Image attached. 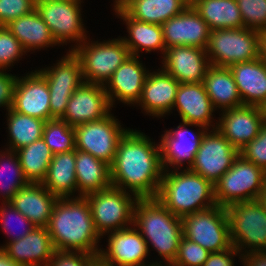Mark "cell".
<instances>
[{
    "mask_svg": "<svg viewBox=\"0 0 266 266\" xmlns=\"http://www.w3.org/2000/svg\"><path fill=\"white\" fill-rule=\"evenodd\" d=\"M163 173L159 142L140 129L129 128L110 165L112 186L138 199L156 198Z\"/></svg>",
    "mask_w": 266,
    "mask_h": 266,
    "instance_id": "1",
    "label": "cell"
},
{
    "mask_svg": "<svg viewBox=\"0 0 266 266\" xmlns=\"http://www.w3.org/2000/svg\"><path fill=\"white\" fill-rule=\"evenodd\" d=\"M55 251L99 255L102 238L86 197L58 198L47 226Z\"/></svg>",
    "mask_w": 266,
    "mask_h": 266,
    "instance_id": "2",
    "label": "cell"
},
{
    "mask_svg": "<svg viewBox=\"0 0 266 266\" xmlns=\"http://www.w3.org/2000/svg\"><path fill=\"white\" fill-rule=\"evenodd\" d=\"M133 225L146 241L149 253H158L159 257L152 259L153 265L170 266L176 259L183 236L181 218L175 216L157 198L138 199Z\"/></svg>",
    "mask_w": 266,
    "mask_h": 266,
    "instance_id": "3",
    "label": "cell"
},
{
    "mask_svg": "<svg viewBox=\"0 0 266 266\" xmlns=\"http://www.w3.org/2000/svg\"><path fill=\"white\" fill-rule=\"evenodd\" d=\"M156 198L179 218L217 205L214 185L190 169L164 170Z\"/></svg>",
    "mask_w": 266,
    "mask_h": 266,
    "instance_id": "4",
    "label": "cell"
},
{
    "mask_svg": "<svg viewBox=\"0 0 266 266\" xmlns=\"http://www.w3.org/2000/svg\"><path fill=\"white\" fill-rule=\"evenodd\" d=\"M92 40L90 36L72 52L78 58L84 82L105 86L116 69L131 55L123 40Z\"/></svg>",
    "mask_w": 266,
    "mask_h": 266,
    "instance_id": "5",
    "label": "cell"
},
{
    "mask_svg": "<svg viewBox=\"0 0 266 266\" xmlns=\"http://www.w3.org/2000/svg\"><path fill=\"white\" fill-rule=\"evenodd\" d=\"M230 238L241 255L266 251V210L259 200L233 203L226 207Z\"/></svg>",
    "mask_w": 266,
    "mask_h": 266,
    "instance_id": "6",
    "label": "cell"
},
{
    "mask_svg": "<svg viewBox=\"0 0 266 266\" xmlns=\"http://www.w3.org/2000/svg\"><path fill=\"white\" fill-rule=\"evenodd\" d=\"M84 2L85 0L35 2L36 10L50 28L58 47L69 45L66 51H73L90 36L82 18Z\"/></svg>",
    "mask_w": 266,
    "mask_h": 266,
    "instance_id": "7",
    "label": "cell"
},
{
    "mask_svg": "<svg viewBox=\"0 0 266 266\" xmlns=\"http://www.w3.org/2000/svg\"><path fill=\"white\" fill-rule=\"evenodd\" d=\"M266 172L239 155L214 184L217 205L227 207L233 203L259 200Z\"/></svg>",
    "mask_w": 266,
    "mask_h": 266,
    "instance_id": "8",
    "label": "cell"
},
{
    "mask_svg": "<svg viewBox=\"0 0 266 266\" xmlns=\"http://www.w3.org/2000/svg\"><path fill=\"white\" fill-rule=\"evenodd\" d=\"M85 197L91 208L95 230L101 238L133 225L134 208L138 201L135 195L111 186Z\"/></svg>",
    "mask_w": 266,
    "mask_h": 266,
    "instance_id": "9",
    "label": "cell"
},
{
    "mask_svg": "<svg viewBox=\"0 0 266 266\" xmlns=\"http://www.w3.org/2000/svg\"><path fill=\"white\" fill-rule=\"evenodd\" d=\"M259 35L245 27L211 31L206 48L210 65L230 67L259 58Z\"/></svg>",
    "mask_w": 266,
    "mask_h": 266,
    "instance_id": "10",
    "label": "cell"
},
{
    "mask_svg": "<svg viewBox=\"0 0 266 266\" xmlns=\"http://www.w3.org/2000/svg\"><path fill=\"white\" fill-rule=\"evenodd\" d=\"M181 220L183 237L201 245L210 253L232 246L226 207L215 205L186 215Z\"/></svg>",
    "mask_w": 266,
    "mask_h": 266,
    "instance_id": "11",
    "label": "cell"
},
{
    "mask_svg": "<svg viewBox=\"0 0 266 266\" xmlns=\"http://www.w3.org/2000/svg\"><path fill=\"white\" fill-rule=\"evenodd\" d=\"M111 112L103 119L74 127L76 150L88 152L108 165L114 161L120 139L129 129Z\"/></svg>",
    "mask_w": 266,
    "mask_h": 266,
    "instance_id": "12",
    "label": "cell"
},
{
    "mask_svg": "<svg viewBox=\"0 0 266 266\" xmlns=\"http://www.w3.org/2000/svg\"><path fill=\"white\" fill-rule=\"evenodd\" d=\"M65 53L54 64L37 68L49 87L51 115L59 119L64 115L71 95L84 83L78 58L72 51Z\"/></svg>",
    "mask_w": 266,
    "mask_h": 266,
    "instance_id": "13",
    "label": "cell"
},
{
    "mask_svg": "<svg viewBox=\"0 0 266 266\" xmlns=\"http://www.w3.org/2000/svg\"><path fill=\"white\" fill-rule=\"evenodd\" d=\"M190 126L196 130H192ZM206 130L201 125L181 121L176 128L171 127L169 130L166 128L162 131L158 141L160 140L163 169H189L194 162L195 154Z\"/></svg>",
    "mask_w": 266,
    "mask_h": 266,
    "instance_id": "14",
    "label": "cell"
},
{
    "mask_svg": "<svg viewBox=\"0 0 266 266\" xmlns=\"http://www.w3.org/2000/svg\"><path fill=\"white\" fill-rule=\"evenodd\" d=\"M238 156L239 150L216 128L207 129L189 169L214 185Z\"/></svg>",
    "mask_w": 266,
    "mask_h": 266,
    "instance_id": "15",
    "label": "cell"
},
{
    "mask_svg": "<svg viewBox=\"0 0 266 266\" xmlns=\"http://www.w3.org/2000/svg\"><path fill=\"white\" fill-rule=\"evenodd\" d=\"M103 238L107 244L100 247L99 255L111 266H154L147 243L134 225L107 233Z\"/></svg>",
    "mask_w": 266,
    "mask_h": 266,
    "instance_id": "16",
    "label": "cell"
},
{
    "mask_svg": "<svg viewBox=\"0 0 266 266\" xmlns=\"http://www.w3.org/2000/svg\"><path fill=\"white\" fill-rule=\"evenodd\" d=\"M11 108L18 113L44 121L55 119L51 115L47 81L36 68L18 75Z\"/></svg>",
    "mask_w": 266,
    "mask_h": 266,
    "instance_id": "17",
    "label": "cell"
},
{
    "mask_svg": "<svg viewBox=\"0 0 266 266\" xmlns=\"http://www.w3.org/2000/svg\"><path fill=\"white\" fill-rule=\"evenodd\" d=\"M150 68L146 67L140 56L130 55L113 73L104 86L112 108L116 103L134 106L142 95V89Z\"/></svg>",
    "mask_w": 266,
    "mask_h": 266,
    "instance_id": "18",
    "label": "cell"
},
{
    "mask_svg": "<svg viewBox=\"0 0 266 266\" xmlns=\"http://www.w3.org/2000/svg\"><path fill=\"white\" fill-rule=\"evenodd\" d=\"M217 113L216 129L238 150L255 139L265 123L263 109L258 106L242 105Z\"/></svg>",
    "mask_w": 266,
    "mask_h": 266,
    "instance_id": "19",
    "label": "cell"
},
{
    "mask_svg": "<svg viewBox=\"0 0 266 266\" xmlns=\"http://www.w3.org/2000/svg\"><path fill=\"white\" fill-rule=\"evenodd\" d=\"M113 111L103 85L84 82L71 95L66 111L60 118L76 127L103 119Z\"/></svg>",
    "mask_w": 266,
    "mask_h": 266,
    "instance_id": "20",
    "label": "cell"
},
{
    "mask_svg": "<svg viewBox=\"0 0 266 266\" xmlns=\"http://www.w3.org/2000/svg\"><path fill=\"white\" fill-rule=\"evenodd\" d=\"M180 83L160 67L148 72L142 95L135 105L146 116L162 119L172 113ZM140 107V108H139Z\"/></svg>",
    "mask_w": 266,
    "mask_h": 266,
    "instance_id": "21",
    "label": "cell"
},
{
    "mask_svg": "<svg viewBox=\"0 0 266 266\" xmlns=\"http://www.w3.org/2000/svg\"><path fill=\"white\" fill-rule=\"evenodd\" d=\"M161 26L166 49L173 46L207 48L211 29L191 4Z\"/></svg>",
    "mask_w": 266,
    "mask_h": 266,
    "instance_id": "22",
    "label": "cell"
},
{
    "mask_svg": "<svg viewBox=\"0 0 266 266\" xmlns=\"http://www.w3.org/2000/svg\"><path fill=\"white\" fill-rule=\"evenodd\" d=\"M160 63V68L179 83H202L210 66L206 49L194 46L169 47Z\"/></svg>",
    "mask_w": 266,
    "mask_h": 266,
    "instance_id": "23",
    "label": "cell"
},
{
    "mask_svg": "<svg viewBox=\"0 0 266 266\" xmlns=\"http://www.w3.org/2000/svg\"><path fill=\"white\" fill-rule=\"evenodd\" d=\"M182 122L198 124L206 129L217 127V110L214 108L202 83H180L172 109ZM215 118V119H214Z\"/></svg>",
    "mask_w": 266,
    "mask_h": 266,
    "instance_id": "24",
    "label": "cell"
},
{
    "mask_svg": "<svg viewBox=\"0 0 266 266\" xmlns=\"http://www.w3.org/2000/svg\"><path fill=\"white\" fill-rule=\"evenodd\" d=\"M2 249L23 266H48L55 252L47 227H35L23 238L7 243Z\"/></svg>",
    "mask_w": 266,
    "mask_h": 266,
    "instance_id": "25",
    "label": "cell"
},
{
    "mask_svg": "<svg viewBox=\"0 0 266 266\" xmlns=\"http://www.w3.org/2000/svg\"><path fill=\"white\" fill-rule=\"evenodd\" d=\"M115 15L126 26L128 34L119 37L129 49L133 56L140 54L156 52L163 56L166 46L163 39V30L160 24H151L131 18L125 11L118 12Z\"/></svg>",
    "mask_w": 266,
    "mask_h": 266,
    "instance_id": "26",
    "label": "cell"
},
{
    "mask_svg": "<svg viewBox=\"0 0 266 266\" xmlns=\"http://www.w3.org/2000/svg\"><path fill=\"white\" fill-rule=\"evenodd\" d=\"M243 105L266 104V63L260 58L235 63L229 67Z\"/></svg>",
    "mask_w": 266,
    "mask_h": 266,
    "instance_id": "27",
    "label": "cell"
},
{
    "mask_svg": "<svg viewBox=\"0 0 266 266\" xmlns=\"http://www.w3.org/2000/svg\"><path fill=\"white\" fill-rule=\"evenodd\" d=\"M57 200L41 183H29L19 189L10 203L36 227H47Z\"/></svg>",
    "mask_w": 266,
    "mask_h": 266,
    "instance_id": "28",
    "label": "cell"
},
{
    "mask_svg": "<svg viewBox=\"0 0 266 266\" xmlns=\"http://www.w3.org/2000/svg\"><path fill=\"white\" fill-rule=\"evenodd\" d=\"M5 26L18 39L27 54L58 47L50 28L36 9Z\"/></svg>",
    "mask_w": 266,
    "mask_h": 266,
    "instance_id": "29",
    "label": "cell"
},
{
    "mask_svg": "<svg viewBox=\"0 0 266 266\" xmlns=\"http://www.w3.org/2000/svg\"><path fill=\"white\" fill-rule=\"evenodd\" d=\"M77 197L106 190L112 186L110 165L88 152L75 150Z\"/></svg>",
    "mask_w": 266,
    "mask_h": 266,
    "instance_id": "30",
    "label": "cell"
},
{
    "mask_svg": "<svg viewBox=\"0 0 266 266\" xmlns=\"http://www.w3.org/2000/svg\"><path fill=\"white\" fill-rule=\"evenodd\" d=\"M203 84L210 101L218 112L243 105L229 67L210 65Z\"/></svg>",
    "mask_w": 266,
    "mask_h": 266,
    "instance_id": "31",
    "label": "cell"
},
{
    "mask_svg": "<svg viewBox=\"0 0 266 266\" xmlns=\"http://www.w3.org/2000/svg\"><path fill=\"white\" fill-rule=\"evenodd\" d=\"M41 184L58 198L77 197L75 150L53 155Z\"/></svg>",
    "mask_w": 266,
    "mask_h": 266,
    "instance_id": "32",
    "label": "cell"
},
{
    "mask_svg": "<svg viewBox=\"0 0 266 266\" xmlns=\"http://www.w3.org/2000/svg\"><path fill=\"white\" fill-rule=\"evenodd\" d=\"M191 5L211 31L244 27L236 0H192Z\"/></svg>",
    "mask_w": 266,
    "mask_h": 266,
    "instance_id": "33",
    "label": "cell"
},
{
    "mask_svg": "<svg viewBox=\"0 0 266 266\" xmlns=\"http://www.w3.org/2000/svg\"><path fill=\"white\" fill-rule=\"evenodd\" d=\"M5 112L8 133L7 143L3 147L16 151L42 138L46 121L18 113L12 108Z\"/></svg>",
    "mask_w": 266,
    "mask_h": 266,
    "instance_id": "34",
    "label": "cell"
},
{
    "mask_svg": "<svg viewBox=\"0 0 266 266\" xmlns=\"http://www.w3.org/2000/svg\"><path fill=\"white\" fill-rule=\"evenodd\" d=\"M188 5L186 0H136L125 12L133 19L162 25Z\"/></svg>",
    "mask_w": 266,
    "mask_h": 266,
    "instance_id": "35",
    "label": "cell"
},
{
    "mask_svg": "<svg viewBox=\"0 0 266 266\" xmlns=\"http://www.w3.org/2000/svg\"><path fill=\"white\" fill-rule=\"evenodd\" d=\"M25 178L29 183H42L53 154L43 138L16 150Z\"/></svg>",
    "mask_w": 266,
    "mask_h": 266,
    "instance_id": "36",
    "label": "cell"
},
{
    "mask_svg": "<svg viewBox=\"0 0 266 266\" xmlns=\"http://www.w3.org/2000/svg\"><path fill=\"white\" fill-rule=\"evenodd\" d=\"M16 151L0 150V203L10 202L22 187L28 185Z\"/></svg>",
    "mask_w": 266,
    "mask_h": 266,
    "instance_id": "37",
    "label": "cell"
},
{
    "mask_svg": "<svg viewBox=\"0 0 266 266\" xmlns=\"http://www.w3.org/2000/svg\"><path fill=\"white\" fill-rule=\"evenodd\" d=\"M42 138L53 155L76 150L74 127L62 119L47 120Z\"/></svg>",
    "mask_w": 266,
    "mask_h": 266,
    "instance_id": "38",
    "label": "cell"
},
{
    "mask_svg": "<svg viewBox=\"0 0 266 266\" xmlns=\"http://www.w3.org/2000/svg\"><path fill=\"white\" fill-rule=\"evenodd\" d=\"M12 223H16V225H12ZM0 225L7 238L4 241L6 243L1 244L0 248H3L9 242L23 238L36 227L22 213L16 210L10 202L0 203Z\"/></svg>",
    "mask_w": 266,
    "mask_h": 266,
    "instance_id": "39",
    "label": "cell"
},
{
    "mask_svg": "<svg viewBox=\"0 0 266 266\" xmlns=\"http://www.w3.org/2000/svg\"><path fill=\"white\" fill-rule=\"evenodd\" d=\"M28 54L23 49L18 39L7 29L0 26V70L12 72L13 66Z\"/></svg>",
    "mask_w": 266,
    "mask_h": 266,
    "instance_id": "40",
    "label": "cell"
},
{
    "mask_svg": "<svg viewBox=\"0 0 266 266\" xmlns=\"http://www.w3.org/2000/svg\"><path fill=\"white\" fill-rule=\"evenodd\" d=\"M245 28L266 30V0H236Z\"/></svg>",
    "mask_w": 266,
    "mask_h": 266,
    "instance_id": "41",
    "label": "cell"
},
{
    "mask_svg": "<svg viewBox=\"0 0 266 266\" xmlns=\"http://www.w3.org/2000/svg\"><path fill=\"white\" fill-rule=\"evenodd\" d=\"M209 254L201 245L182 236L176 259L170 266H203Z\"/></svg>",
    "mask_w": 266,
    "mask_h": 266,
    "instance_id": "42",
    "label": "cell"
},
{
    "mask_svg": "<svg viewBox=\"0 0 266 266\" xmlns=\"http://www.w3.org/2000/svg\"><path fill=\"white\" fill-rule=\"evenodd\" d=\"M239 155L266 172V122L258 136L239 150Z\"/></svg>",
    "mask_w": 266,
    "mask_h": 266,
    "instance_id": "43",
    "label": "cell"
},
{
    "mask_svg": "<svg viewBox=\"0 0 266 266\" xmlns=\"http://www.w3.org/2000/svg\"><path fill=\"white\" fill-rule=\"evenodd\" d=\"M34 9H36L34 0H0V26H5Z\"/></svg>",
    "mask_w": 266,
    "mask_h": 266,
    "instance_id": "44",
    "label": "cell"
},
{
    "mask_svg": "<svg viewBox=\"0 0 266 266\" xmlns=\"http://www.w3.org/2000/svg\"><path fill=\"white\" fill-rule=\"evenodd\" d=\"M6 71L8 70H0V108H4V111L12 106L14 86L18 77V73L16 75Z\"/></svg>",
    "mask_w": 266,
    "mask_h": 266,
    "instance_id": "45",
    "label": "cell"
},
{
    "mask_svg": "<svg viewBox=\"0 0 266 266\" xmlns=\"http://www.w3.org/2000/svg\"><path fill=\"white\" fill-rule=\"evenodd\" d=\"M93 256L88 253L55 251L48 266H86Z\"/></svg>",
    "mask_w": 266,
    "mask_h": 266,
    "instance_id": "46",
    "label": "cell"
},
{
    "mask_svg": "<svg viewBox=\"0 0 266 266\" xmlns=\"http://www.w3.org/2000/svg\"><path fill=\"white\" fill-rule=\"evenodd\" d=\"M236 257L238 262H241L239 260L242 255L234 246H231L226 250L210 253L203 266H236L238 264Z\"/></svg>",
    "mask_w": 266,
    "mask_h": 266,
    "instance_id": "47",
    "label": "cell"
},
{
    "mask_svg": "<svg viewBox=\"0 0 266 266\" xmlns=\"http://www.w3.org/2000/svg\"><path fill=\"white\" fill-rule=\"evenodd\" d=\"M111 3L112 10L114 14L118 12L125 11L131 4H133L136 0H112Z\"/></svg>",
    "mask_w": 266,
    "mask_h": 266,
    "instance_id": "48",
    "label": "cell"
},
{
    "mask_svg": "<svg viewBox=\"0 0 266 266\" xmlns=\"http://www.w3.org/2000/svg\"><path fill=\"white\" fill-rule=\"evenodd\" d=\"M259 58L266 63V30L259 35Z\"/></svg>",
    "mask_w": 266,
    "mask_h": 266,
    "instance_id": "49",
    "label": "cell"
},
{
    "mask_svg": "<svg viewBox=\"0 0 266 266\" xmlns=\"http://www.w3.org/2000/svg\"><path fill=\"white\" fill-rule=\"evenodd\" d=\"M0 266H23L12 260L6 252L0 248Z\"/></svg>",
    "mask_w": 266,
    "mask_h": 266,
    "instance_id": "50",
    "label": "cell"
},
{
    "mask_svg": "<svg viewBox=\"0 0 266 266\" xmlns=\"http://www.w3.org/2000/svg\"><path fill=\"white\" fill-rule=\"evenodd\" d=\"M86 266H111L106 260L100 255L93 256L87 263Z\"/></svg>",
    "mask_w": 266,
    "mask_h": 266,
    "instance_id": "51",
    "label": "cell"
},
{
    "mask_svg": "<svg viewBox=\"0 0 266 266\" xmlns=\"http://www.w3.org/2000/svg\"><path fill=\"white\" fill-rule=\"evenodd\" d=\"M259 201L263 204V206L266 210V179L264 181V187H263V190H262L261 195L259 197Z\"/></svg>",
    "mask_w": 266,
    "mask_h": 266,
    "instance_id": "52",
    "label": "cell"
},
{
    "mask_svg": "<svg viewBox=\"0 0 266 266\" xmlns=\"http://www.w3.org/2000/svg\"><path fill=\"white\" fill-rule=\"evenodd\" d=\"M35 2H53V1H62V0H34Z\"/></svg>",
    "mask_w": 266,
    "mask_h": 266,
    "instance_id": "53",
    "label": "cell"
},
{
    "mask_svg": "<svg viewBox=\"0 0 266 266\" xmlns=\"http://www.w3.org/2000/svg\"><path fill=\"white\" fill-rule=\"evenodd\" d=\"M262 109H263V113H264V119L266 122V104L262 107Z\"/></svg>",
    "mask_w": 266,
    "mask_h": 266,
    "instance_id": "54",
    "label": "cell"
},
{
    "mask_svg": "<svg viewBox=\"0 0 266 266\" xmlns=\"http://www.w3.org/2000/svg\"><path fill=\"white\" fill-rule=\"evenodd\" d=\"M189 4H191L192 0H186Z\"/></svg>",
    "mask_w": 266,
    "mask_h": 266,
    "instance_id": "55",
    "label": "cell"
}]
</instances>
